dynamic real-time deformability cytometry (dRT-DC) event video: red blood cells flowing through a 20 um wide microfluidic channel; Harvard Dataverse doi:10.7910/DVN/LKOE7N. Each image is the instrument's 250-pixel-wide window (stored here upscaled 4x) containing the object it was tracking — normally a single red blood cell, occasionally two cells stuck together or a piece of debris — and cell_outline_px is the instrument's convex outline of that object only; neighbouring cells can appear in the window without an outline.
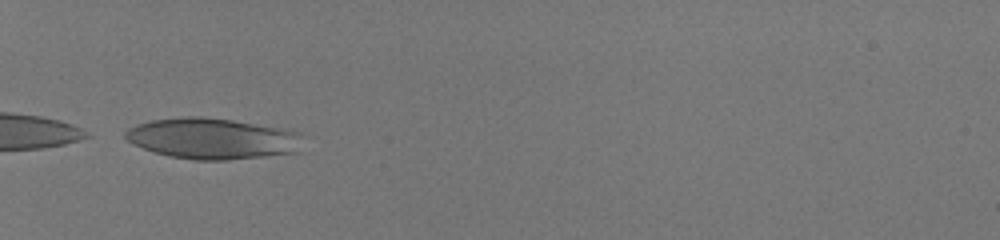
{"species": "human", "species_latin": "Homo sapiens", "temperature_condition": "room temperature", "stored_images_in_passage": 34, "camera_frame_rate_fps": 3000, "um_per_image_px": 0.085, "donor": {"sex": "male"}, "frame": {"image": 1, "passage_image": 1, "time_ms": 0.0, "image_size_px": [1000, 240], "cell_outline_px": [[300, 152], [228, 160], [196, 160], [168, 156], [144, 148], [128, 140], [124, 136], [124, 132], [128, 128], [136, 124], [152, 120], [188, 116], [200, 116], [232, 120], [300, 132]], "centroid_in_image_um": [18.04, 11.78], "position_along_channel_um": 67.0, "area_um2": 42.02}}
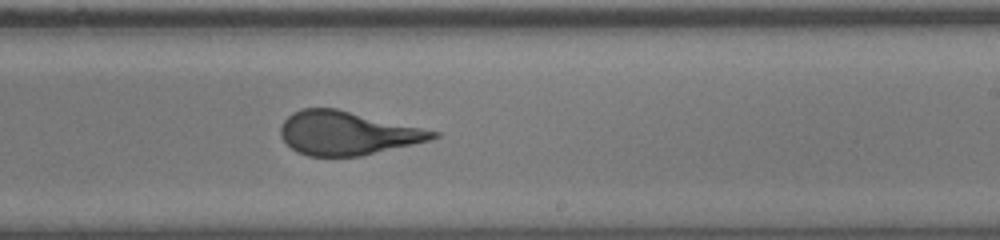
{"frame": {"image": 2, "passage_image": 17, "time_ms": 5.333, "image_size_px": [1000, 240], "cell_outline_px": [[440, 136], [432, 140], [360, 156], [308, 156], [296, 152], [280, 136], [280, 128], [284, 120], [292, 112], [300, 108], [336, 108], [440, 132]], "centroid_in_image_um": [29.51, 11.31], "position_along_channel_um": 259.5, "area_um2": 38.67}}
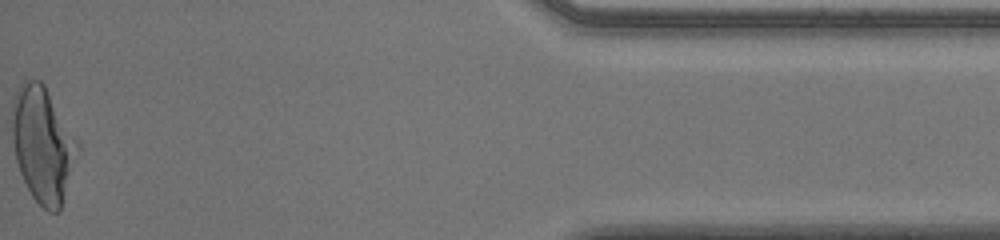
{"frame": {"image": 3, "passage_image": 34, "time_ms": 11.0, "image_size_px": [1000, 240], "cell_outline_px": [[80, 144], [60, 208], [56, 212], [48, 212], [32, 196], [20, 172], [16, 160], [12, 140], [12, 100], [20, 84], [24, 80], [40, 80], [44, 84]], "centroid_in_image_um": [3.61, 12.24], "position_along_channel_um": 431.6, "area_um2": 43.47}, "authors_computed_cell_mechanics": {"area_um2": 39.5641, "velocity_mm_per_s": 4.0084, "shape_relaxation_time_tau1_ms": 3.9479, "shape_relaxation_time_tau2_ms": null, "deformation_change_tau1": 0.1877, "deformation_change_tau2": null}}